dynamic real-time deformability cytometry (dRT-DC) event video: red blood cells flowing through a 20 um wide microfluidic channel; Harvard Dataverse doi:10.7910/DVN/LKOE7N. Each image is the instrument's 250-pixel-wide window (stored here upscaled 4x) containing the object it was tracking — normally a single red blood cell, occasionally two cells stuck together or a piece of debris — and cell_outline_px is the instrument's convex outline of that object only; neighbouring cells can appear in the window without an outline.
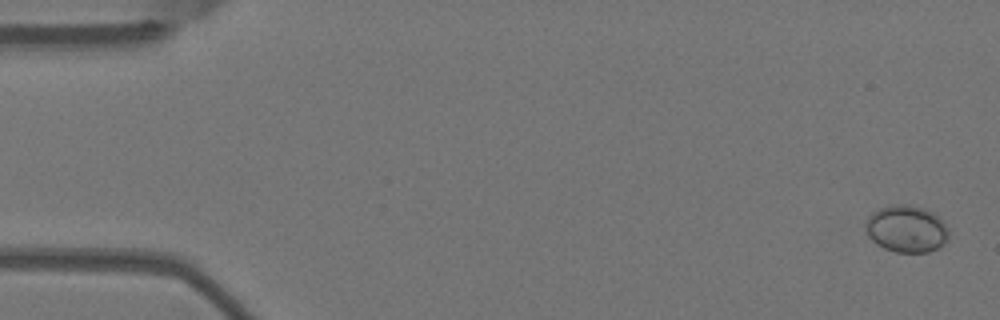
{"species": "Egyptian fruit bat (a non-hibernating species)", "species_latin": "Rousettus aegyptiacus", "temperature_condition": "warm", "stored_images_in_passage": 5, "camera_frame_rate_fps": 3000, "um_per_image_px": 0.085, "animal": {"sex": "female"}, "frame": {"image": 1, "passage_image": 1, "time_ms": 0.0, "image_size_px": [1000, 320], "cell_outline_px": [[948, 236], [936, 248], [928, 252], [896, 252], [884, 248], [876, 244], [868, 236], [864, 228], [868, 216], [872, 212], [880, 208], [896, 204], [904, 204], [920, 208], [932, 212], [948, 228]], "centroid_in_image_um": [76.98, 19.46], "position_along_channel_um": 8.0, "area_um2": 22.37}}
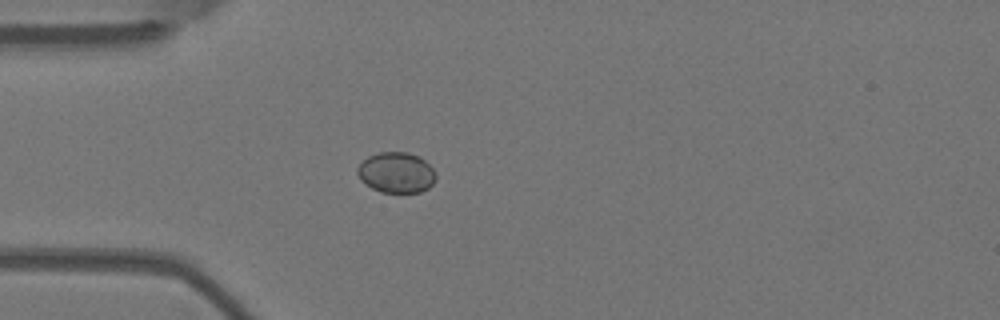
{"frame": {"image": 2, "passage_image": 4, "time_ms": 1.0, "image_size_px": [1000, 320], "cell_outline_px": [[436, 180], [428, 188], [420, 192], [380, 192], [372, 188], [360, 180], [356, 172], [356, 168], [368, 156], [380, 152], [408, 152], [420, 156], [432, 168], [436, 176]], "centroid_in_image_um": [33.68, 14.66], "position_along_channel_um": 51.3, "area_um2": 18.61}}